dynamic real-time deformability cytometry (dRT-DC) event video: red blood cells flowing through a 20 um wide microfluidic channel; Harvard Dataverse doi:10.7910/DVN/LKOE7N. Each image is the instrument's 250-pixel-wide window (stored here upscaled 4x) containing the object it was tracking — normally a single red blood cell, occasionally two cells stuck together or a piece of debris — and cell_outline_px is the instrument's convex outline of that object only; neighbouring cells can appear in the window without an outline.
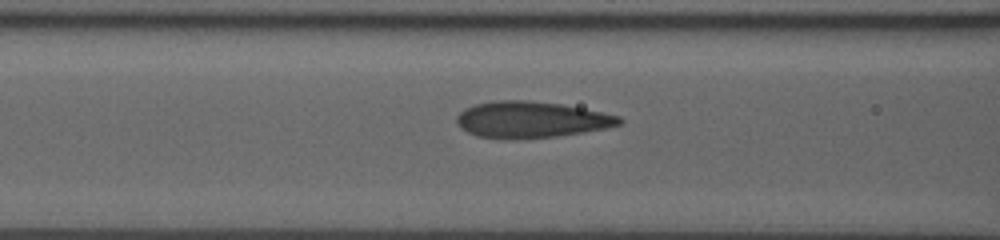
{"species": "human", "species_latin": "Homo sapiens", "temperature_condition": "room temperature", "stored_images_in_passage": 34, "camera_frame_rate_fps": 3000, "um_per_image_px": 0.085, "donor": {"sex": "male"}, "frame": {"image": 1, "passage_image": 6, "time_ms": 1.667, "image_size_px": [1000, 240], "cell_outline_px": [[624, 120], [620, 124], [604, 128], [556, 136], [516, 140], [500, 140], [476, 136], [460, 128], [456, 124], [456, 116], [464, 108], [476, 104], [492, 100], [528, 100], [560, 104], [620, 116]], "centroid_in_image_um": [45.05, 10.18], "position_along_channel_um": 121.6, "area_um2": 34.62}}
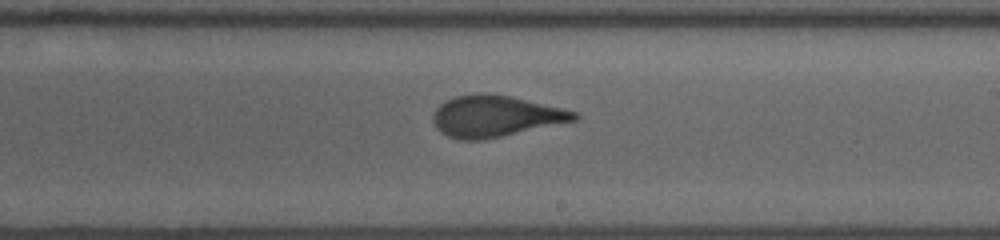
{"frame": {"image": 2, "passage_image": 15, "time_ms": 4.667, "image_size_px": [1000, 240], "cell_outline_px": [[580, 116], [576, 120], [500, 136], [480, 140], [460, 140], [448, 136], [440, 132], [436, 128], [432, 120], [432, 116], [436, 108], [440, 104], [456, 96], [476, 92], [488, 92], [508, 96], [580, 112]], "centroid_in_image_um": [42.07, 9.86], "position_along_channel_um": 246.9, "area_um2": 33.81}}
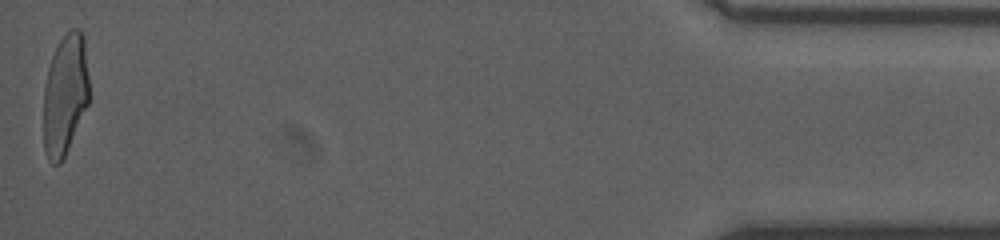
{"frame": {"image": 3, "passage_image": 34, "time_ms": 11.0, "image_size_px": [1000, 240], "cell_outline_px": [[88, 104], [68, 148], [60, 164], [52, 164], [48, 160], [44, 152], [44, 88], [48, 68], [56, 44], [72, 28], [80, 28], [84, 32], [88, 76]], "centroid_in_image_um": [5.53, 8.01], "position_along_channel_um": 429.7, "area_um2": 32.19}}